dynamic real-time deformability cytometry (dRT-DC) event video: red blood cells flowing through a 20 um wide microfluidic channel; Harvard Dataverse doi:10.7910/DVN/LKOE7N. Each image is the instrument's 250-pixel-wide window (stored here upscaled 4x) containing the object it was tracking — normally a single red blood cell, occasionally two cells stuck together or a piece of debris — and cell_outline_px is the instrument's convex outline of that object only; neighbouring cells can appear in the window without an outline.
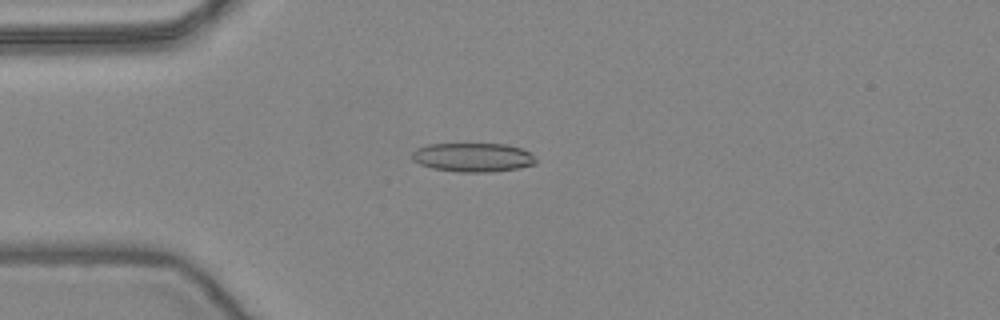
{"species": "common noctule bat (a hibernating species)", "species_latin": "Nyctalus noctula", "temperature_condition": "warm", "stored_images_in_passage": 53, "camera_frame_rate_fps": 3000, "um_per_image_px": 0.085, "animal": {"sex": "female", "body_mass_g": 24.6, "forearm_length_mm": 56.2}, "frame": {"image": 1, "passage_image": 14, "time_ms": 4.333, "image_size_px": [1000, 320], "cell_outline_px": [[536, 164], [520, 168], [492, 172], [456, 172], [432, 168], [420, 164], [412, 160], [412, 152], [416, 148], [428, 144], [508, 144], [520, 148], [528, 152], [536, 160]], "centroid_in_image_um": [40.18, 13.38], "position_along_channel_um": 44.8, "area_um2": 20.98}}
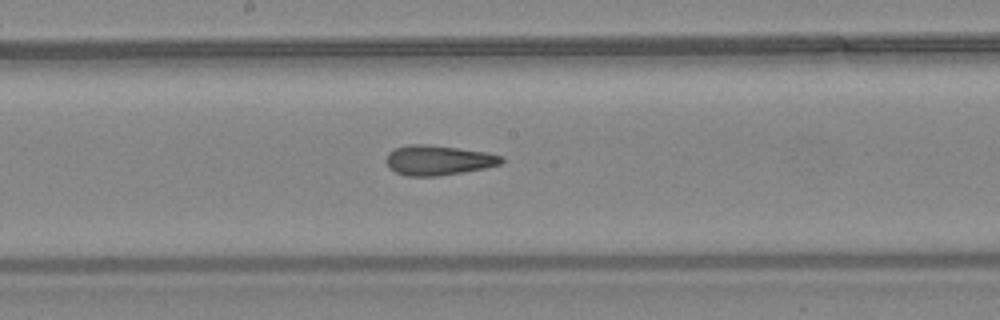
{"frame": {"image": 2, "passage_image": 28, "time_ms": 9.0, "image_size_px": [1000, 320], "cell_outline_px": [[504, 160], [500, 164], [484, 168], [464, 172], [436, 176], [404, 176], [388, 168], [384, 160], [388, 152], [396, 148], [408, 144], [428, 144], [488, 152], [504, 156]], "centroid_in_image_um": [37.22, 13.61], "position_along_channel_um": 211.0, "area_um2": 20.35}}
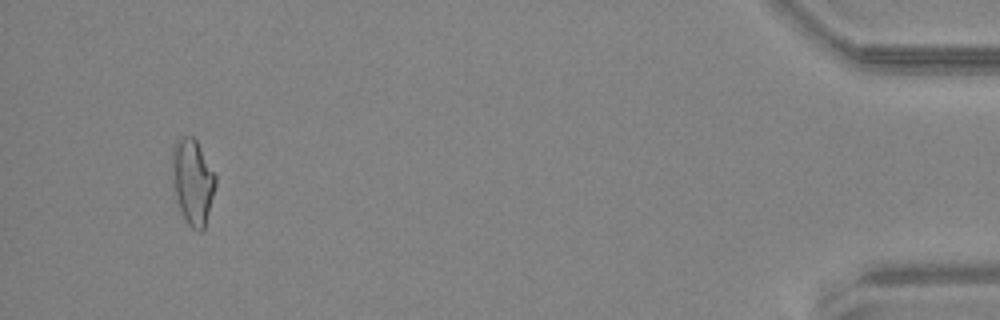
{"frame": {"image": 3, "passage_image": 50, "time_ms": 16.333, "image_size_px": [1000, 320], "cell_outline_px": [[216, 184], [204, 228], [200, 232], [196, 232], [188, 224], [180, 208], [176, 196], [172, 180], [172, 144], [176, 140], [184, 136], [192, 136], [196, 140], [216, 176]], "centroid_in_image_um": [16.36, 15.41], "position_along_channel_um": 418.8, "area_um2": 21.39}, "authors_computed_cell_mechanics": {"area_um2": 20.3456, "velocity_mm_per_s": 3.9294, "shape_relaxation_time_tau1_ms": null, "shape_relaxation_time_tau2_ms": 1.9568, "deformation_change_tau1": null, "deformation_change_tau2": 0.1142}}